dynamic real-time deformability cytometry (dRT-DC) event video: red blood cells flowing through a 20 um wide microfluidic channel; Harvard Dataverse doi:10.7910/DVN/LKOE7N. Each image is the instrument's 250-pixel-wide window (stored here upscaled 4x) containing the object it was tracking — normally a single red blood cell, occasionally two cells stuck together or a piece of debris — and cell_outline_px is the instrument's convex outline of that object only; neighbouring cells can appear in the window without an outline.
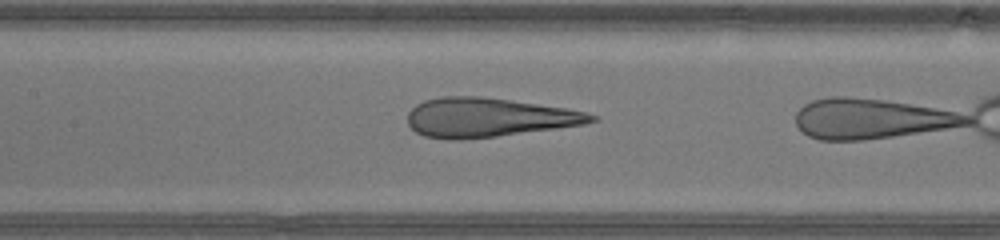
{"species": "human", "species_latin": "Homo sapiens", "temperature_condition": "warm", "stored_images_in_passage": 19, "camera_frame_rate_fps": 3000, "um_per_image_px": 0.085, "donor": {"sex": "male"}, "frame": {"image": 1, "passage_image": 16, "time_ms": 5.0, "image_size_px": [1000, 240], "cell_outline_px": [[600, 120], [584, 124], [556, 128], [496, 136], [460, 140], [448, 140], [424, 136], [416, 132], [408, 124], [408, 112], [416, 104], [424, 100], [440, 96], [484, 96], [568, 108], [588, 112], [600, 116]], "centroid_in_image_um": [41.53, 9.97], "position_along_channel_um": 165.9, "area_um2": 42.25}}